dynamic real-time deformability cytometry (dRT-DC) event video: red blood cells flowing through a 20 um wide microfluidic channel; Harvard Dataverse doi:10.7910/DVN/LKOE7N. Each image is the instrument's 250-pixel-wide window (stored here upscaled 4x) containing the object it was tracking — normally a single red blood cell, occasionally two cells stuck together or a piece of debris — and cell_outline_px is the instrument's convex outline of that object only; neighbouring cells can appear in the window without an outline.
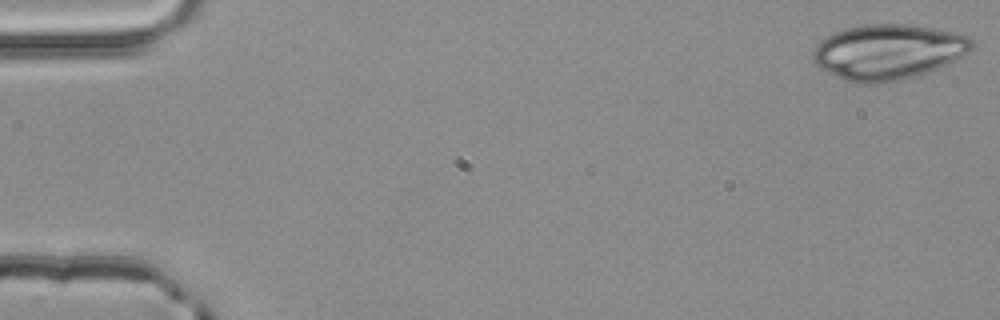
{"species": "common noctule bat (a hibernating species)", "species_latin": "Nyctalus noctula", "temperature_condition": "room temperature", "stored_images_in_passage": 4, "camera_frame_rate_fps": 3000, "um_per_image_px": 0.085, "animal": {"sex": "male", "body_mass_g": 20.4}, "frame": {"image": 1, "passage_image": 1, "time_ms": 0.0, "image_size_px": [1000, 320], "cell_outline_px": [[972, 48], [968, 52], [948, 64], [916, 76], [900, 80], [876, 84], [856, 84], [844, 80], [820, 68], [812, 60], [812, 52], [820, 40], [836, 32], [848, 28], [864, 24], [908, 24], [956, 32], [968, 36], [972, 40]], "centroid_in_image_um": [75.47, 4.42], "position_along_channel_um": 9.5, "area_um2": 51.21}}